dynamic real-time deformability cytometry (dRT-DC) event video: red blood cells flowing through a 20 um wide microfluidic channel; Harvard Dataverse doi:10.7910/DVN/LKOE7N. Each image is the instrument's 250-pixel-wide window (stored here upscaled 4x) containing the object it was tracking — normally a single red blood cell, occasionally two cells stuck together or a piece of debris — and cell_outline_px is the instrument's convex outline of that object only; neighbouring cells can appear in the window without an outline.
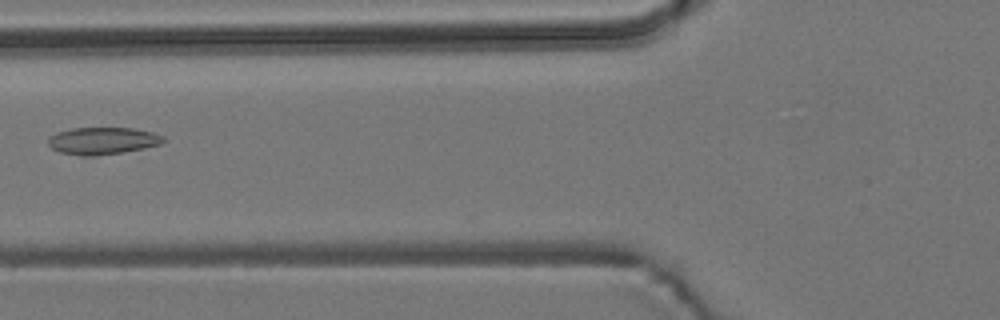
{"species": "common noctule bat (a hibernating species)", "species_latin": "Nyctalus noctula", "temperature_condition": "room temperature", "stored_images_in_passage": 6, "camera_frame_rate_fps": 3000, "um_per_image_px": 0.085, "animal": {"sex": "male", "body_mass_g": 19.2, "forearm_length_mm": 51.8}, "frame": {"image": 1, "passage_image": 5, "time_ms": 5.667, "image_size_px": [1000, 320], "cell_outline_px": [[164, 140], [160, 144], [144, 148], [124, 152], [96, 156], [80, 156], [60, 152], [52, 148], [48, 144], [48, 140], [56, 132], [72, 128], [132, 128], [152, 132], [164, 136]], "centroid_in_image_um": [8.71, 11.97], "position_along_channel_um": 117.1, "area_um2": 18.21}}
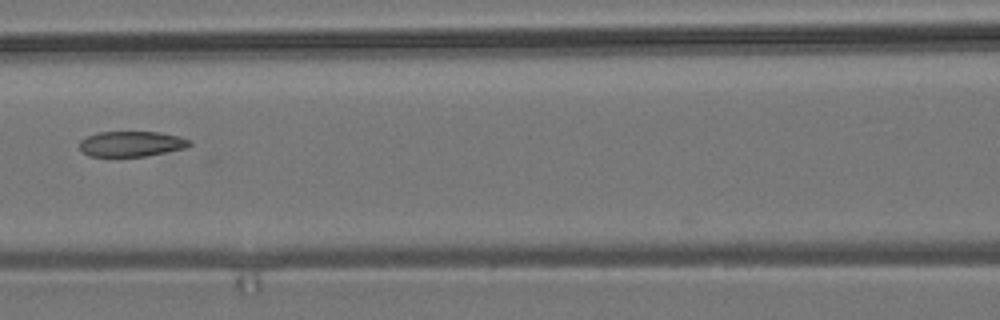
{"frame": {"image": 2, "passage_image": 6, "time_ms": 6.667, "image_size_px": [1000, 320], "cell_outline_px": [[192, 144], [184, 148], [144, 156], [88, 156], [80, 152], [80, 140], [88, 136], [100, 132], [160, 132], [180, 136], [192, 140]], "centroid_in_image_um": [11.17, 12.22], "position_along_channel_um": 155.4, "area_um2": 16.24}}